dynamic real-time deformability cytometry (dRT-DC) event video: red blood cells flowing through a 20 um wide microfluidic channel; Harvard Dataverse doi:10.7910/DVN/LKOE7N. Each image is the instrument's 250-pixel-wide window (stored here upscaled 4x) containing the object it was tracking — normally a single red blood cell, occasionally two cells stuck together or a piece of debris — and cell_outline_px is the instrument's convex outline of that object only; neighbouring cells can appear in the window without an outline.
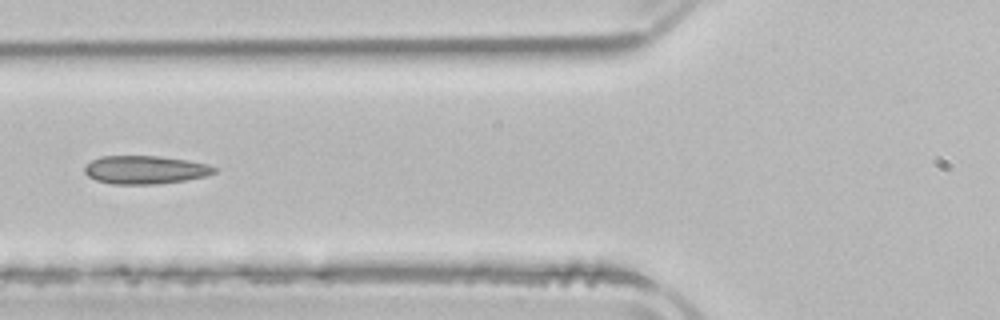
{"species": "common noctule bat (a hibernating species)", "species_latin": "Nyctalus noctula", "temperature_condition": "room temperature", "stored_images_in_passage": 5, "camera_frame_rate_fps": 3000, "um_per_image_px": 0.085, "animal": {"sex": "male", "body_mass_g": 21.5, "forearm_length_mm": 52.0}, "frame": {"image": 1, "passage_image": 5, "time_ms": 6.0, "image_size_px": [1000, 320], "cell_outline_px": [[220, 168], [216, 172], [208, 176], [184, 180], [156, 184], [112, 184], [96, 180], [88, 176], [84, 172], [84, 168], [92, 160], [100, 156], [156, 156], [188, 160], [208, 164]], "centroid_in_image_um": [12.38, 14.43], "position_along_channel_um": 113.4, "area_um2": 21.44}}